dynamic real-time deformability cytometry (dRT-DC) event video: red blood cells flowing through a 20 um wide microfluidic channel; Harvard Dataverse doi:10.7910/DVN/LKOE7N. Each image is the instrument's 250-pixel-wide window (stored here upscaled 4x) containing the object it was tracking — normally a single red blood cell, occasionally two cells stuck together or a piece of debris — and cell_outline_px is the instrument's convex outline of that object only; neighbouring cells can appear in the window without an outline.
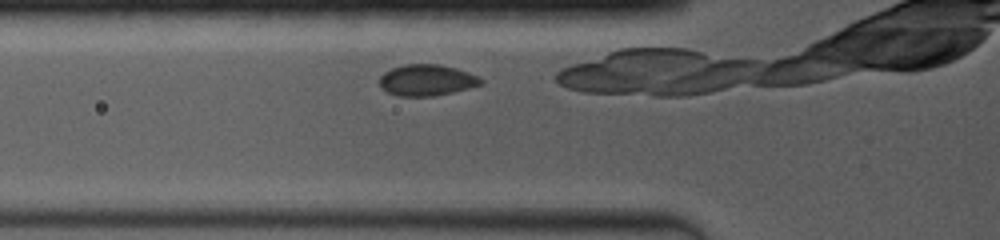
{"species": "common noctule bat (a hibernating species)", "species_latin": "Nyctalus noctula", "temperature_condition": "room temperature", "stored_images_in_passage": 11, "camera_frame_rate_fps": 4000, "um_per_image_px": 0.085, "animal": {"sex": "female", "body_mass_g": 19.0, "forearm_length_mm": 53.3}, "frame": {"image": 1, "passage_image": 2, "time_ms": 0.5, "image_size_px": [1000, 240], "cell_outline_px": [[484, 84], [452, 92], [432, 96], [396, 96], [380, 88], [380, 76], [384, 72], [392, 68], [404, 64], [440, 64], [456, 68], [480, 76], [484, 80]], "centroid_in_image_um": [36.29, 6.81], "position_along_channel_um": 89.5, "area_um2": 18.61}}